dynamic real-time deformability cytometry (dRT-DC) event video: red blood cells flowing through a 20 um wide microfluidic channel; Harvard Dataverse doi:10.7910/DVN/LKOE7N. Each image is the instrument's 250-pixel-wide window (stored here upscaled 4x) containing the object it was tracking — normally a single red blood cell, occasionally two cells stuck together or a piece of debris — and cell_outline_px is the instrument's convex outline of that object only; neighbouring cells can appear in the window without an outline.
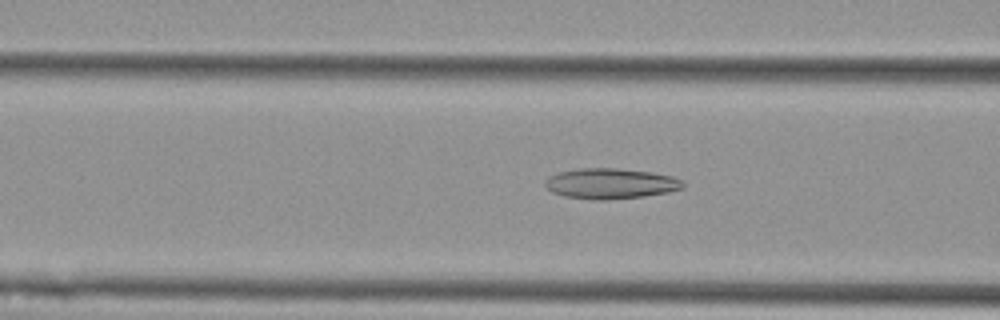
{"species": "Egyptian fruit bat (a non-hibernating species)", "species_latin": "Rousettus aegyptiacus", "temperature_condition": "cold", "stored_images_in_passage": 56, "camera_frame_rate_fps": 3000, "um_per_image_px": 0.085, "animal": {"sex": "female"}, "frame": {"image": 1, "passage_image": 22, "time_ms": 7.0, "image_size_px": [1000, 320], "cell_outline_px": [[684, 188], [668, 192], [644, 196], [608, 200], [592, 200], [564, 196], [552, 192], [544, 184], [544, 180], [548, 176], [560, 172], [580, 168], [616, 168], [652, 172], [672, 176], [680, 180], [684, 184]], "centroid_in_image_um": [51.88, 15.6], "position_along_channel_um": 114.7, "area_um2": 24.57}}
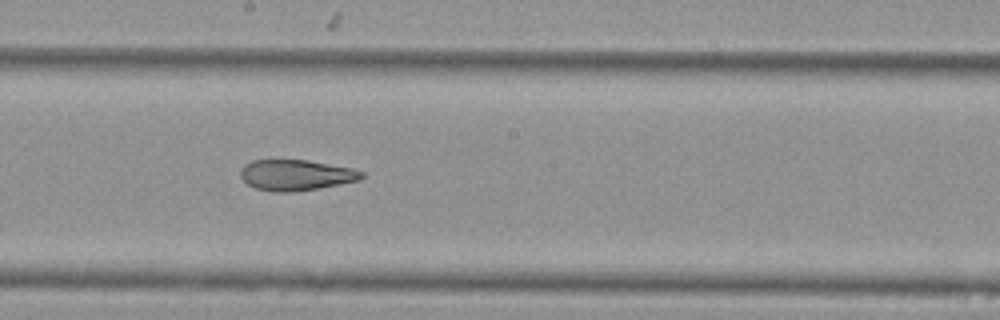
{"frame": {"image": 2, "passage_image": 31, "time_ms": 10.0, "image_size_px": [1000, 320], "cell_outline_px": [[364, 176], [360, 180], [296, 192], [272, 192], [256, 188], [248, 184], [240, 176], [240, 168], [244, 164], [252, 160], [308, 160], [352, 168], [364, 172]], "centroid_in_image_um": [25.14, 14.88], "position_along_channel_um": 223.1, "area_um2": 21.79}}
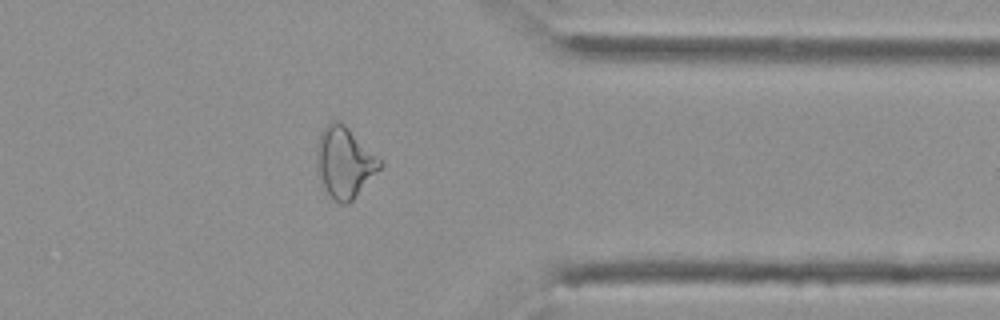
{"frame": {"image": 3, "passage_image": 45, "time_ms": 14.667, "image_size_px": [1000, 320], "cell_outline_px": [[384, 164], [352, 200], [348, 204], [340, 204], [332, 200], [320, 184], [316, 164], [316, 144], [320, 132], [332, 120], [340, 120], [384, 160]], "centroid_in_image_um": [29.27, 13.79], "position_along_channel_um": 382.1, "area_um2": 26.7}, "authors_computed_cell_mechanics": {"area_um2": 26.4435, "velocity_mm_per_s": 3.6164, "shape_relaxation_time_tau1_ms": null, "shape_relaxation_time_tau2_ms": 2.6504, "deformation_change_tau1": null, "deformation_change_tau2": 0.1089}}